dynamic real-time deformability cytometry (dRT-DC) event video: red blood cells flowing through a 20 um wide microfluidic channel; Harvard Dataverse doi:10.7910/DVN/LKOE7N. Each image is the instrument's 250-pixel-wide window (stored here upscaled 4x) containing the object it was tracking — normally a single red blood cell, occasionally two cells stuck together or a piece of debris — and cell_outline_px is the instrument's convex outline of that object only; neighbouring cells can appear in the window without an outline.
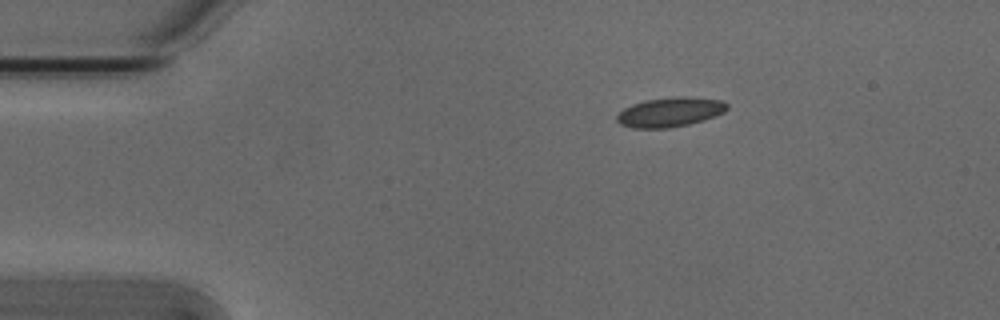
{"species": "Egyptian fruit bat (a non-hibernating species)", "species_latin": "Rousettus aegyptiacus", "temperature_condition": "cold", "stored_images_in_passage": 4, "camera_frame_rate_fps": 3000, "um_per_image_px": 0.085, "animal": {"sex": "male"}, "frame": {"image": 1, "passage_image": 1, "time_ms": 0.0, "image_size_px": [1000, 320], "cell_outline_px": [[728, 108], [724, 112], [704, 120], [688, 124], [668, 128], [632, 128], [620, 124], [616, 120], [616, 116], [624, 108], [632, 104], [644, 100], [680, 96], [684, 96], [720, 100], [728, 104]], "centroid_in_image_um": [56.93, 9.53], "position_along_channel_um": 28.1, "area_um2": 18.9}}
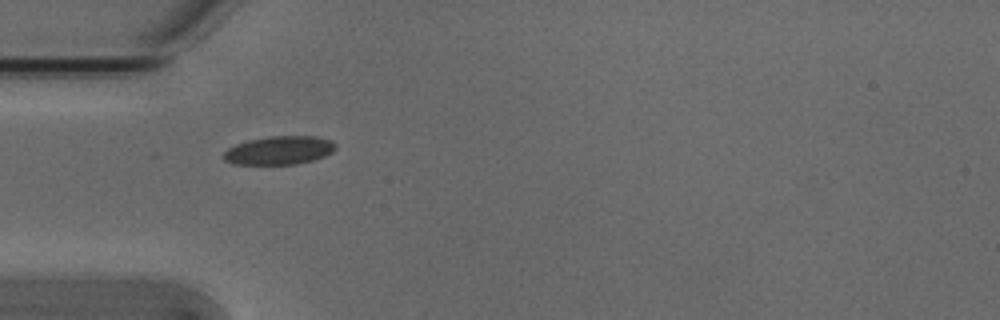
{"frame": {"image": 2, "passage_image": 3, "time_ms": 0.667, "image_size_px": [1000, 320], "cell_outline_px": [[336, 148], [332, 152], [324, 156], [312, 160], [296, 164], [232, 164], [224, 160], [220, 156], [228, 148], [236, 144], [248, 140], [268, 136], [316, 136], [332, 140], [336, 144]], "centroid_in_image_um": [23.71, 12.77], "position_along_channel_um": 61.3, "area_um2": 18.73}}